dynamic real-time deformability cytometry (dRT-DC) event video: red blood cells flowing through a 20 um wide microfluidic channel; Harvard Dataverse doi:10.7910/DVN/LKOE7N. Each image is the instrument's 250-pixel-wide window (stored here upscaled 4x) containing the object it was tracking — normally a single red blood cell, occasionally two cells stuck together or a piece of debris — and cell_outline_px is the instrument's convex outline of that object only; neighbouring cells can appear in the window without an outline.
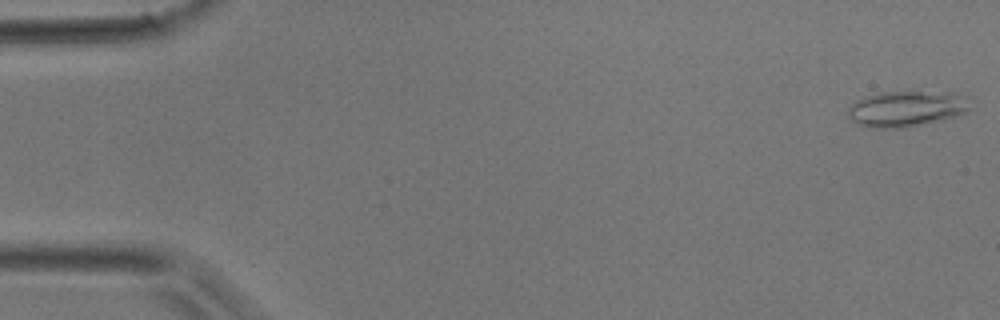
{"species": "common noctule bat (a hibernating species)", "species_latin": "Nyctalus noctula", "temperature_condition": "room temperature", "stored_images_in_passage": 44, "camera_frame_rate_fps": 3000, "um_per_image_px": 0.085, "animal": {"sex": "male", "body_mass_g": 17.9}, "frame": {"image": 1, "passage_image": 1, "time_ms": 0.0, "image_size_px": [1000, 320], "cell_outline_px": [[968, 112], [956, 116], [920, 124], [900, 128], [872, 128], [860, 124], [852, 120], [848, 116], [848, 108], [856, 100], [880, 92], [948, 92], [956, 96], [968, 108]], "centroid_in_image_um": [76.91, 9.26], "position_along_channel_um": 8.1, "area_um2": 24.45}}
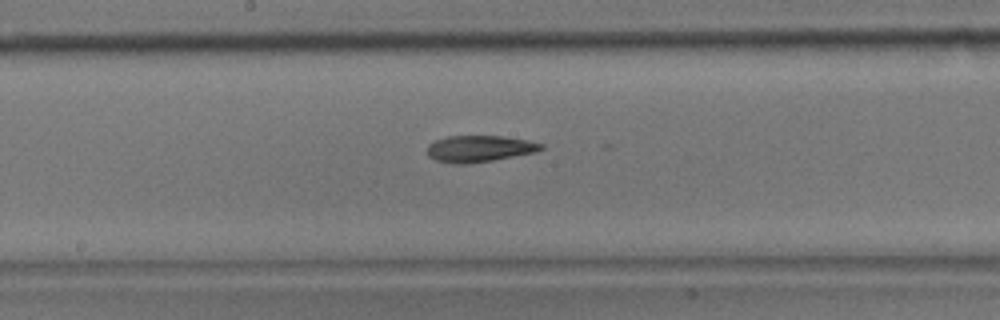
{"frame": {"image": 2, "passage_image": 23, "time_ms": 7.333, "image_size_px": [1000, 320], "cell_outline_px": [[544, 148], [536, 152], [492, 160], [468, 164], [452, 164], [436, 160], [428, 156], [428, 144], [436, 140], [448, 136], [500, 136], [528, 140], [544, 144]], "centroid_in_image_um": [40.75, 12.64], "position_along_channel_um": 207.5, "area_um2": 17.57}}
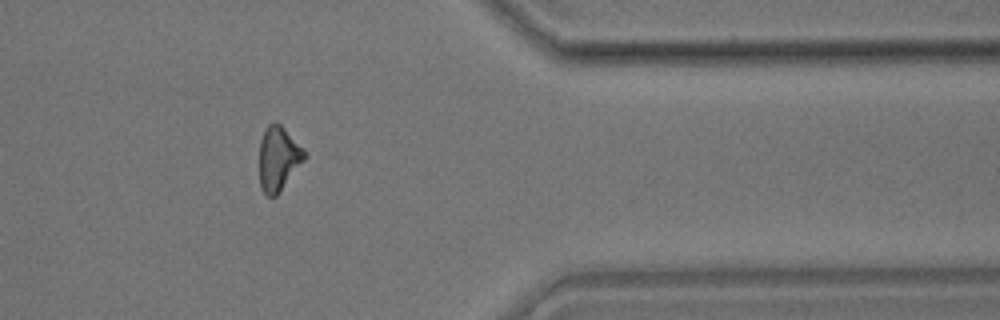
{"frame": {"image": 3, "passage_image": 36, "time_ms": 11.667, "image_size_px": [1000, 320], "cell_outline_px": [[308, 156], [276, 196], [268, 196], [260, 188], [260, 140], [264, 128], [268, 124], [276, 120], [284, 128]], "centroid_in_image_um": [23.64, 13.46], "position_along_channel_um": 387.8, "area_um2": 16.76}}